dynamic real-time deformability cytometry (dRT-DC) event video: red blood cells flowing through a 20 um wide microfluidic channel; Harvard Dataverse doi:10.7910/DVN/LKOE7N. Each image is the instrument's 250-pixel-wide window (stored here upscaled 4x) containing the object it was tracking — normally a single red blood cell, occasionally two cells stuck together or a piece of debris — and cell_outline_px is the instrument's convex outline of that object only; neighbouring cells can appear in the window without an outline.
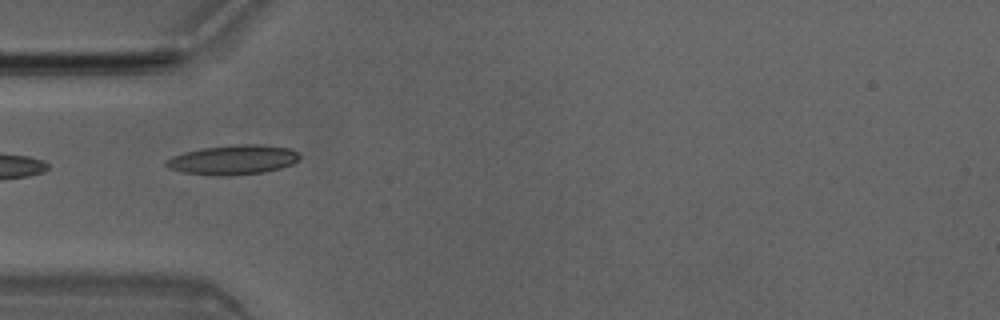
{"species": "Egyptian fruit bat (a non-hibernating species)", "species_latin": "Rousettus aegyptiacus", "temperature_condition": "room temperature", "stored_images_in_passage": 6, "camera_frame_rate_fps": 3000, "um_per_image_px": 0.085, "animal": {"sex": "male"}, "frame": {"image": 1, "passage_image": 4, "time_ms": 1.0, "image_size_px": [1000, 320], "cell_outline_px": [[300, 160], [292, 164], [280, 168], [264, 172], [232, 176], [220, 176], [184, 172], [168, 168], [164, 164], [164, 160], [172, 156], [184, 152], [204, 148], [240, 144], [256, 144], [288, 148], [296, 152], [300, 156]], "centroid_in_image_um": [19.8, 13.59], "position_along_channel_um": 65.2, "area_um2": 22.95}}